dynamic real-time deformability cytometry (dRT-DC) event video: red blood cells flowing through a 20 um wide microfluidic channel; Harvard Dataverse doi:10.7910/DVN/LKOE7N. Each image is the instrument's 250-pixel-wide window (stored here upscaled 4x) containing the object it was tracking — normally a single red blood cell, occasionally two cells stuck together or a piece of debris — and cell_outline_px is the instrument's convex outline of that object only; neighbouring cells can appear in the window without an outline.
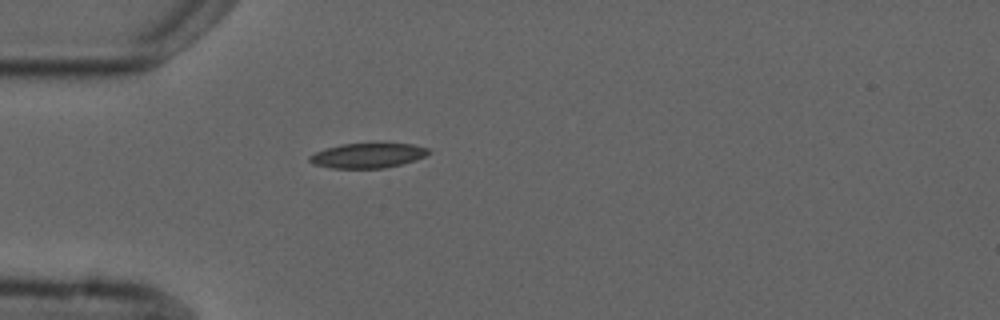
{"species": "common noctule bat (a hibernating species)", "species_latin": "Nyctalus noctula", "temperature_condition": "cold", "stored_images_in_passage": 1, "camera_frame_rate_fps": 3000, "um_per_image_px": 0.085, "animal": {"sex": "male", "forearm_length_mm": 52.5}, "frame": {"image": 1, "passage_image": 1, "time_ms": 0.0, "image_size_px": [1000, 320], "cell_outline_px": [[432, 152], [416, 160], [384, 168], [332, 168], [312, 164], [308, 160], [308, 156], [316, 152], [340, 144], [412, 144], [428, 148]], "centroid_in_image_um": [31.25, 13.23], "position_along_channel_um": 53.8, "area_um2": 17.05}}